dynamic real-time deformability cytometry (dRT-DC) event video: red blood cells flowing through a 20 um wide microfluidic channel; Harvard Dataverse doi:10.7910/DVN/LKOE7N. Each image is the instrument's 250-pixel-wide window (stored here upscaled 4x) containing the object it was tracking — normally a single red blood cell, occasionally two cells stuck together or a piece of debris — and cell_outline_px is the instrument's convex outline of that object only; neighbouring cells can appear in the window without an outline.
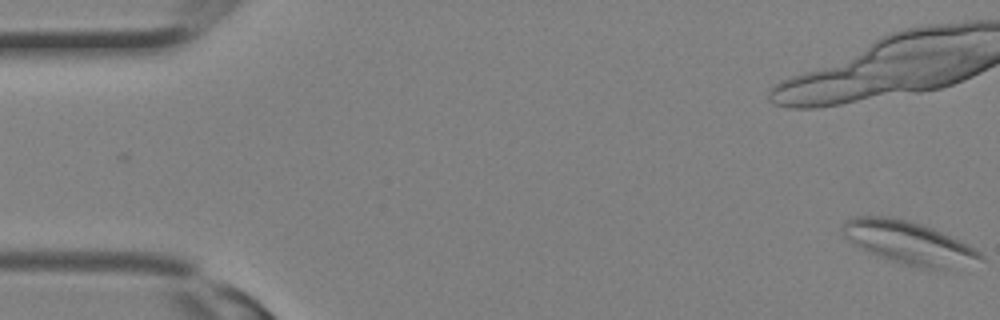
{"species": "Egyptian fruit bat (a non-hibernating species)", "species_latin": "Rousettus aegyptiacus", "temperature_condition": "room temperature", "stored_images_in_passage": 3, "camera_frame_rate_fps": 3000, "um_per_image_px": 0.085, "animal": {"sex": "female"}, "frame": {"image": 1, "passage_image": 3, "time_ms": 0.667, "image_size_px": [1000, 320], "cell_outline_px": [[984, 260], [948, 272], [924, 268], [904, 264], [880, 256], [848, 240], [844, 236], [844, 220], [852, 216], [888, 216], [908, 220], [932, 228], [968, 244], [980, 252], [984, 256]], "centroid_in_image_um": [77.36, 20.66], "position_along_channel_um": 7.6, "area_um2": 34.39}}